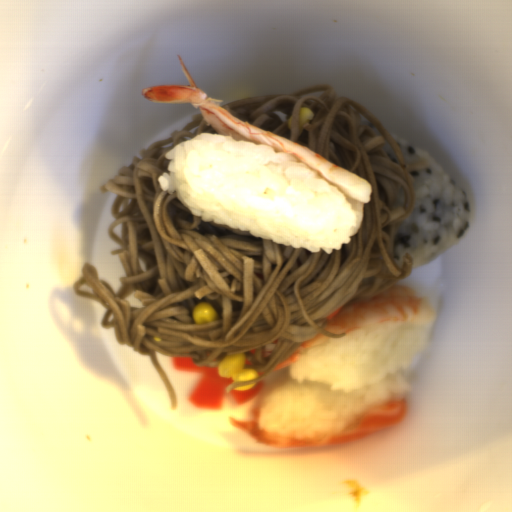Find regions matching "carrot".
I'll use <instances>...</instances> for the list:
<instances>
[{"instance_id": "1", "label": "carrot", "mask_w": 512, "mask_h": 512, "mask_svg": "<svg viewBox=\"0 0 512 512\" xmlns=\"http://www.w3.org/2000/svg\"><path fill=\"white\" fill-rule=\"evenodd\" d=\"M171 365L176 371L200 374L189 393L190 404L201 409L222 410L225 393L234 380L221 377L219 367L197 366L191 357H171Z\"/></svg>"}, {"instance_id": "2", "label": "carrot", "mask_w": 512, "mask_h": 512, "mask_svg": "<svg viewBox=\"0 0 512 512\" xmlns=\"http://www.w3.org/2000/svg\"><path fill=\"white\" fill-rule=\"evenodd\" d=\"M264 383L263 381H259L255 384L253 388L247 390H231L229 394L236 405L243 406L253 398H255L258 394H260L263 390Z\"/></svg>"}]
</instances>
